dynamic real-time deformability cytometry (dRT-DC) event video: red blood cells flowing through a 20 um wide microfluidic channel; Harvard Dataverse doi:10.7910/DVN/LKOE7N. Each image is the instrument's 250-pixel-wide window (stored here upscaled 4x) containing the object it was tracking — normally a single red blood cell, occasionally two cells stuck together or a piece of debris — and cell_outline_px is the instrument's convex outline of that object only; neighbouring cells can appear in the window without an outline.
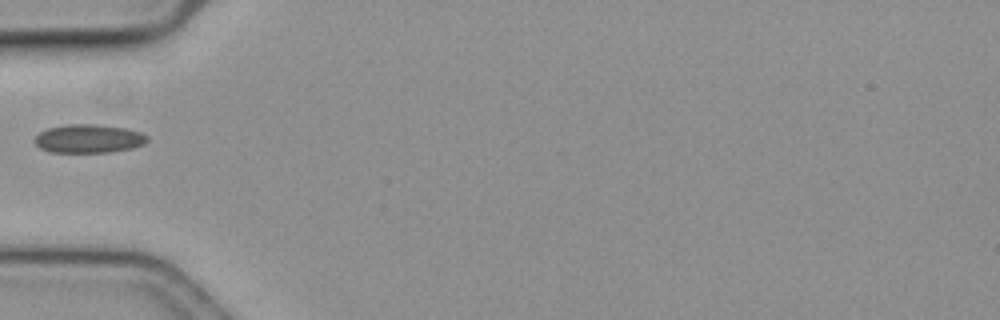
{"species": "common noctule bat (a hibernating species)", "species_latin": "Nyctalus noctula", "temperature_condition": "cold", "stored_images_in_passage": 39, "camera_frame_rate_fps": 3000, "um_per_image_px": 0.085, "animal": {"sex": "female", "body_mass_g": 19.3, "forearm_length_mm": 54.1}, "frame": {"image": 1, "passage_image": 1, "time_ms": 0.0, "image_size_px": [1000, 320], "cell_outline_px": [[148, 140], [144, 144], [132, 148], [112, 152], [48, 152], [40, 148], [32, 140], [40, 132], [48, 128], [68, 124], [92, 124], [124, 128], [140, 132], [148, 136]], "centroid_in_image_um": [7.52, 11.79], "position_along_channel_um": 77.5, "area_um2": 18.73}}
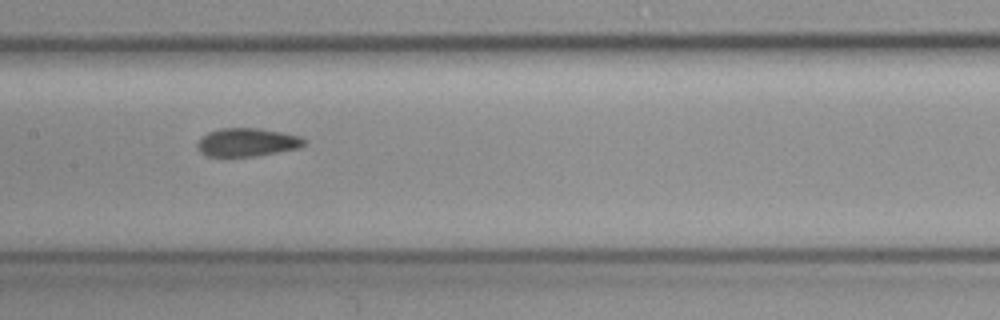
{"frame": {"image": 2, "passage_image": 10, "time_ms": 3.0, "image_size_px": [1000, 320], "cell_outline_px": [[308, 140], [300, 148], [256, 156], [208, 156], [200, 152], [196, 148], [196, 144], [208, 132], [220, 128], [260, 128], [300, 136]], "centroid_in_image_um": [21.02, 12.09], "position_along_channel_um": 186.4, "area_um2": 17.63}}
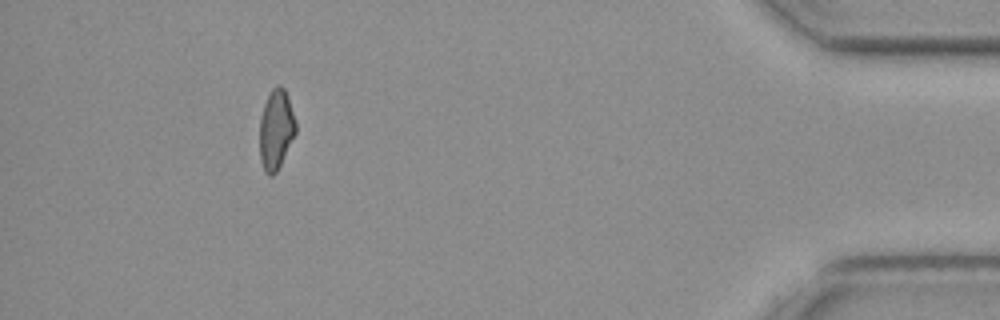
{"frame": {"image": 3, "passage_image": 34, "time_ms": 11.0, "image_size_px": [1000, 320], "cell_outline_px": [[296, 132], [276, 172], [272, 176], [268, 176], [264, 172], [260, 160], [260, 120], [264, 104], [272, 88], [276, 84], [280, 84], [284, 88], [288, 96], [296, 124]], "centroid_in_image_um": [23.45, 11.0], "position_along_channel_um": 411.7, "area_um2": 16.7}}